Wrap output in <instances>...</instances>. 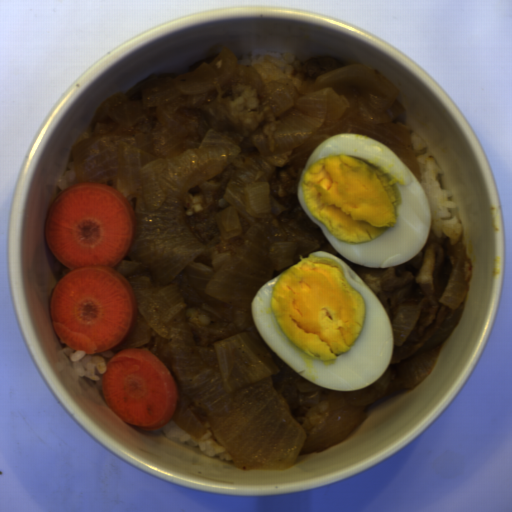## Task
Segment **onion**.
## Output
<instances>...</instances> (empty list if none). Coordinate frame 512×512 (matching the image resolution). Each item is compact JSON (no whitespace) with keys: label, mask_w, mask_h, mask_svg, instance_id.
I'll use <instances>...</instances> for the list:
<instances>
[{"label":"onion","mask_w":512,"mask_h":512,"mask_svg":"<svg viewBox=\"0 0 512 512\" xmlns=\"http://www.w3.org/2000/svg\"><path fill=\"white\" fill-rule=\"evenodd\" d=\"M229 48L201 58L185 74H156L127 91L110 95L97 110L94 132L118 122L129 129L157 109V128L137 136L98 135L72 149L77 183H98L122 193L130 203L135 223L131 246L112 267L130 285L137 316L127 340L110 351L138 349L161 336L172 348L169 372L177 388L171 419L194 437L204 426L191 412L196 403L211 421L216 441L242 470H279L300 458L350 436L364 420L366 409L388 391L389 368L370 385L353 391H335L306 381L298 384L301 403H328L329 416L307 432L294 421L286 399L272 383L279 368L274 351L261 335L242 332L214 347L219 368L200 362L191 346L184 297L172 281L185 279L205 301L247 305L265 283L294 265L296 242L267 243L261 219L280 215L269 182L239 186L232 179L217 213L223 239L241 234L239 212L250 227L236 253L217 270L197 263L204 245L185 224L182 190L195 170L229 168L241 148L216 130L206 131L201 143L191 141L176 111L199 104L230 78L240 65Z\"/></svg>","instance_id":"06740285"},{"label":"onion","mask_w":512,"mask_h":512,"mask_svg":"<svg viewBox=\"0 0 512 512\" xmlns=\"http://www.w3.org/2000/svg\"><path fill=\"white\" fill-rule=\"evenodd\" d=\"M399 98L400 91L371 68L343 66L319 76L299 97L281 86L275 88L268 96L280 119L273 133L274 150L261 128L256 130L253 143L264 156L291 151L287 166L302 168L330 136L361 134L398 157L421 186V167L411 132L396 124L406 111Z\"/></svg>","instance_id":"6bf65262"},{"label":"onion","mask_w":512,"mask_h":512,"mask_svg":"<svg viewBox=\"0 0 512 512\" xmlns=\"http://www.w3.org/2000/svg\"><path fill=\"white\" fill-rule=\"evenodd\" d=\"M464 257L465 245L460 239L457 244H454L450 280L439 300L451 310L435 335L418 350L416 356L400 365L399 382L402 389L419 385L429 375L436 364L443 341L462 317L464 300L468 292V283L464 274Z\"/></svg>","instance_id":"55239325"},{"label":"onion","mask_w":512,"mask_h":512,"mask_svg":"<svg viewBox=\"0 0 512 512\" xmlns=\"http://www.w3.org/2000/svg\"><path fill=\"white\" fill-rule=\"evenodd\" d=\"M420 317V310L403 305L394 313L390 324L393 335V348L406 343Z\"/></svg>","instance_id":"23ac38db"}]
</instances>
